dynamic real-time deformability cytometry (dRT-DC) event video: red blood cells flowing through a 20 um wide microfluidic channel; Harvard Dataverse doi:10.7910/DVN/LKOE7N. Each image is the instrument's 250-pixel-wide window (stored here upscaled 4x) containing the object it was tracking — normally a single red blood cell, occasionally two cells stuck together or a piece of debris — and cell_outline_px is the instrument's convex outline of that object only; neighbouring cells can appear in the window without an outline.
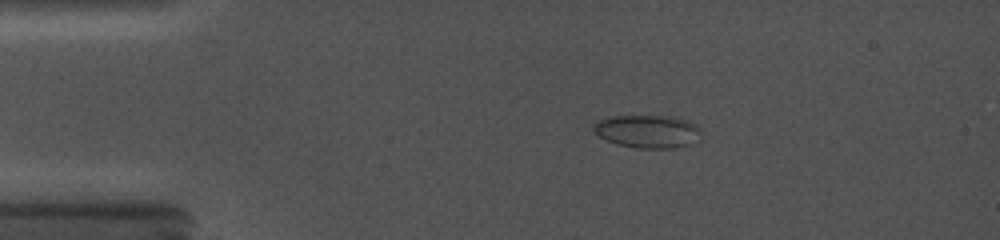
{"species": "common noctule bat (a hibernating species)", "species_latin": "Nyctalus noctula", "temperature_condition": "cold", "stored_images_in_passage": 10, "camera_frame_rate_fps": 5000, "um_per_image_px": 0.085, "animal": {"sex": "female", "body_mass_g": 19.0, "forearm_length_mm": 56.7}, "frame": {"image": 1, "passage_image": 1, "time_ms": 0.0, "image_size_px": [1000, 240], "cell_outline_px": [[700, 140], [692, 144], [672, 148], [640, 148], [616, 144], [600, 136], [592, 128], [592, 124], [596, 120], [612, 116], [672, 116], [688, 120], [696, 124], [700, 128]], "centroid_in_image_um": [55.08, 11.16], "position_along_channel_um": 29.9, "area_um2": 20.87}}
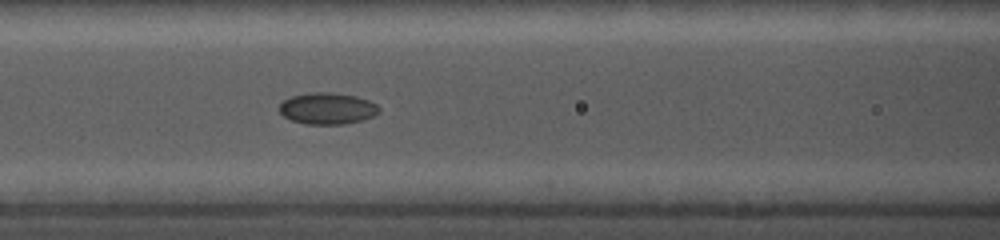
{"frame": {"image": 2, "passage_image": 7, "time_ms": 4.6, "image_size_px": [1000, 240], "cell_outline_px": [[380, 112], [364, 120], [344, 124], [304, 124], [292, 120], [284, 116], [280, 112], [280, 104], [284, 100], [292, 96], [308, 92], [328, 92], [356, 96], [368, 100], [376, 104], [380, 108]], "centroid_in_image_um": [27.84, 9.22], "position_along_channel_um": 138.8, "area_um2": 18.32}}
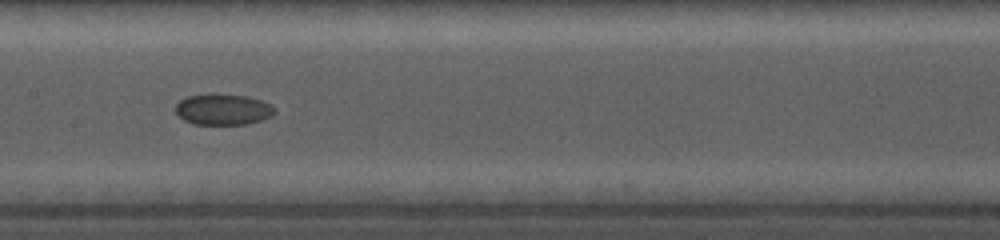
{"frame": {"image": 3, "passage_image": 9, "time_ms": 6.0, "image_size_px": [1000, 240], "cell_outline_px": [[276, 112], [272, 116], [264, 120], [248, 124], [192, 124], [184, 120], [176, 112], [176, 104], [180, 100], [188, 96], [244, 96], [260, 100], [272, 104], [276, 108]], "centroid_in_image_um": [19.02, 9.35], "position_along_channel_um": 188.4, "area_um2": 17.46}}